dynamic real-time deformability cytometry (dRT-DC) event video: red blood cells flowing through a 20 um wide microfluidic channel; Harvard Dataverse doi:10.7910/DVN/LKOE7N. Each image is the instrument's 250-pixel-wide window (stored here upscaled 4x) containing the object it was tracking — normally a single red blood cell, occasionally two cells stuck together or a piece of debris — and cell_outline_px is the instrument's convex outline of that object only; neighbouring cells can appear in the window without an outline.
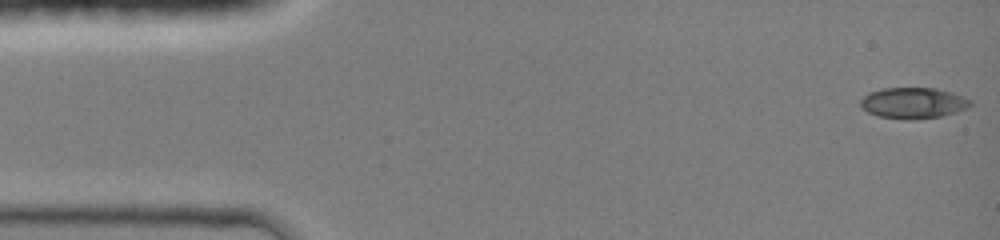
{"species": "common noctule bat (a hibernating species)", "species_latin": "Nyctalus noctula", "temperature_condition": "room temperature", "stored_images_in_passage": 20, "camera_frame_rate_fps": 3000, "um_per_image_px": 0.085, "animal": {"sex": "female", "body_mass_g": 19.0, "forearm_length_mm": 51.5}, "frame": {"image": 1, "passage_image": 1, "time_ms": 0.0, "image_size_px": [1000, 240], "cell_outline_px": [[972, 104], [968, 108], [956, 112], [940, 116], [908, 120], [876, 116], [860, 108], [860, 100], [868, 92], [880, 88], [936, 88], [952, 92], [964, 96], [972, 100]], "centroid_in_image_um": [77.61, 8.75], "position_along_channel_um": 7.4, "area_um2": 20.11}}
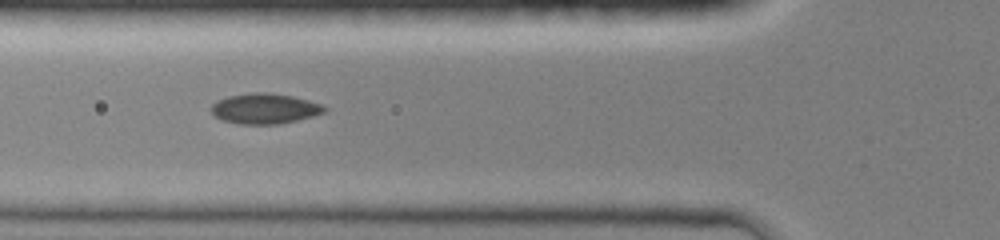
{"frame": {"image": 2, "passage_image": 15, "time_ms": 5.0, "image_size_px": [1000, 240], "cell_outline_px": [[328, 108], [324, 112], [312, 116], [280, 124], [240, 124], [224, 120], [216, 116], [208, 108], [216, 100], [228, 96], [252, 92], [264, 92], [292, 96], [308, 100], [320, 104]], "centroid_in_image_um": [22.47, 9.22], "position_along_channel_um": 103.3, "area_um2": 19.94}}
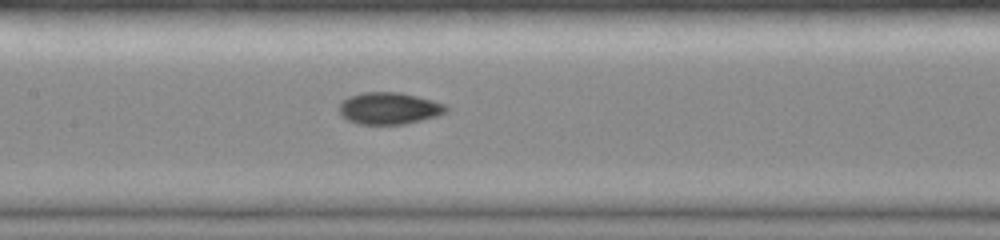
{"frame": {"image": 3, "passage_image": 20, "time_ms": 6.667, "image_size_px": [1000, 240], "cell_outline_px": [[448, 112], [436, 116], [404, 124], [360, 124], [348, 120], [340, 116], [340, 104], [348, 96], [364, 92], [400, 92], [448, 104]], "centroid_in_image_um": [33.09, 9.2], "position_along_channel_um": 174.3, "area_um2": 19.88}}